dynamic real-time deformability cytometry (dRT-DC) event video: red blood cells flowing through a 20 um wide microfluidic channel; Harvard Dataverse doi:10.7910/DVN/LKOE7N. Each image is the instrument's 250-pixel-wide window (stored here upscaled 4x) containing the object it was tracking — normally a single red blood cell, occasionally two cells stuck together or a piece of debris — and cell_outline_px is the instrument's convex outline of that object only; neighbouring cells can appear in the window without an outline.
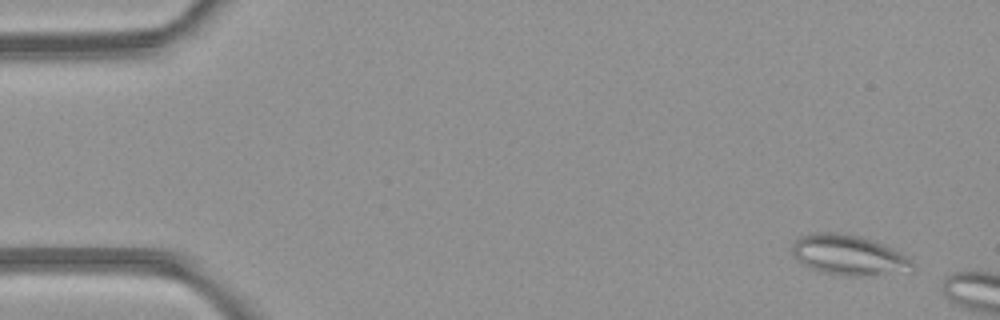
{"species": "common noctule bat (a hibernating species)", "species_latin": "Nyctalus noctula", "temperature_condition": "room temperature", "stored_images_in_passage": 5, "camera_frame_rate_fps": 3000, "um_per_image_px": 0.085, "animal": {"sex": "female", "body_mass_g": 21.9}, "frame": {"image": 1, "passage_image": 1, "time_ms": 0.0, "image_size_px": [1000, 320], "cell_outline_px": [[916, 264], [872, 276], [844, 276], [820, 272], [804, 264], [792, 256], [792, 244], [796, 236], [816, 232], [836, 232], [856, 236], [880, 244], [900, 252], [912, 260]], "centroid_in_image_um": [71.97, 21.66], "position_along_channel_um": 13.0, "area_um2": 27.4}}